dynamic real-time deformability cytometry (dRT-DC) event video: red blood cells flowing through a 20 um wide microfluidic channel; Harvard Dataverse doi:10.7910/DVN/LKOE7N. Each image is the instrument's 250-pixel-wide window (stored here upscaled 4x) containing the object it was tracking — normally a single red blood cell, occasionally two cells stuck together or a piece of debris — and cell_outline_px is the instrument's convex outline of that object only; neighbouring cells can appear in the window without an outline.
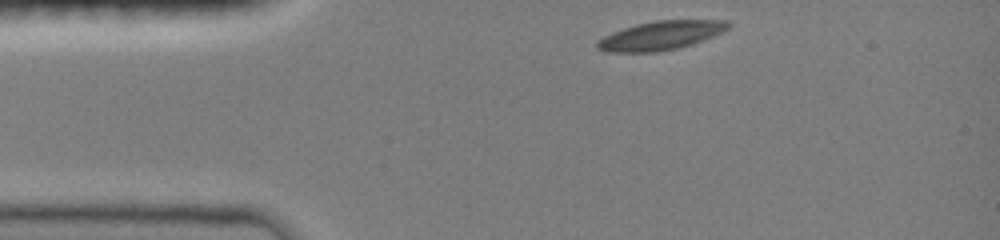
{"species": "common noctule bat (a hibernating species)", "species_latin": "Nyctalus noctula", "temperature_condition": "room temperature", "stored_images_in_passage": 35, "camera_frame_rate_fps": 3000, "um_per_image_px": 0.085, "animal": {"sex": "female", "body_mass_g": 19.0, "forearm_length_mm": 51.5}, "frame": {"image": 1, "passage_image": 1, "time_ms": 0.0, "image_size_px": [1000, 240], "cell_outline_px": [[732, 24], [724, 32], [692, 44], [680, 48], [656, 52], [604, 52], [596, 48], [596, 40], [612, 32], [636, 24], [656, 20], [728, 20]], "centroid_in_image_um": [56.16, 3.02], "position_along_channel_um": 28.8, "area_um2": 22.25}}
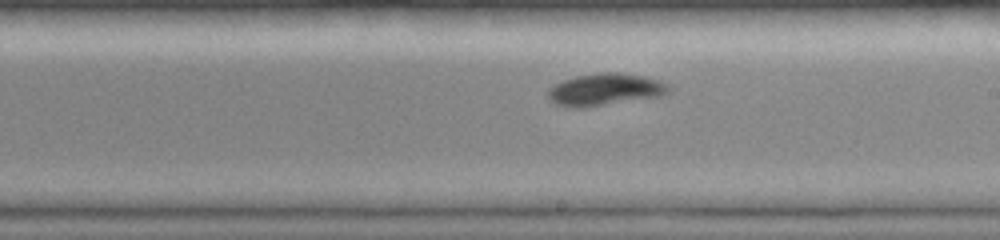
{"frame": {"image": 2, "passage_image": 20, "time_ms": 6.333, "image_size_px": [1000, 240], "cell_outline_px": [[672, 92], [660, 96], [580, 108], [568, 108], [552, 104], [548, 100], [548, 88], [564, 80], [576, 76], [596, 72], [616, 72], [644, 76], [660, 80], [668, 84], [672, 88]], "centroid_in_image_um": [51.42, 7.61], "position_along_channel_um": 237.6, "area_um2": 22.89}}
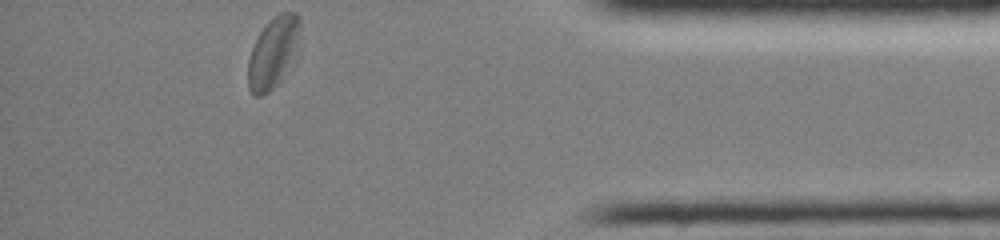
{"frame": {"image": 3, "passage_image": 35, "time_ms": 11.333, "image_size_px": [1000, 240], "cell_outline_px": [[300, 28], [292, 56], [276, 84], [268, 92], [260, 96], [252, 96], [248, 88], [248, 60], [252, 48], [260, 32], [280, 12], [296, 12], [300, 16]], "centroid_in_image_um": [23.16, 4.46], "position_along_channel_um": 412.0, "area_um2": 20.4}, "authors_computed_cell_mechanics": {"area_um2": 22.253, "velocity_mm_per_s": 3.9659, "shape_relaxation_time_tau1_ms": 3.108, "shape_relaxation_time_tau2_ms": 3.4126, "deformation_change_tau1": 0.1488, "deformation_change_tau2": 0.0511}}